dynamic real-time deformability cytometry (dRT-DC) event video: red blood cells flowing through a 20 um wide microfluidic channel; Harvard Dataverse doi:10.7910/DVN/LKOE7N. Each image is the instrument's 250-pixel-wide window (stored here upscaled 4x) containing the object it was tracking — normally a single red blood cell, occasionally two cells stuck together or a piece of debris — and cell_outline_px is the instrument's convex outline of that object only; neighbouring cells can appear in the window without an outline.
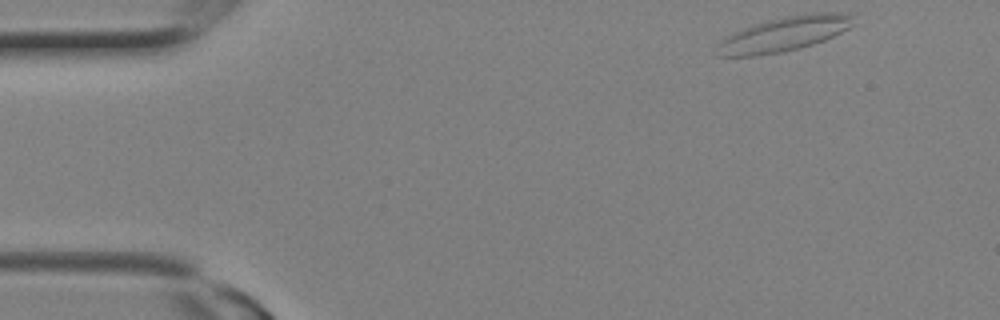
{"species": "Egyptian fruit bat (a non-hibernating species)", "species_latin": "Rousettus aegyptiacus", "temperature_condition": "room temperature", "stored_images_in_passage": 7, "camera_frame_rate_fps": 3000, "um_per_image_px": 0.085, "animal": {"sex": "female"}, "frame": {"image": 1, "passage_image": 1, "time_ms": 0.0, "image_size_px": [1000, 320], "cell_outline_px": [[856, 24], [824, 40], [800, 48], [780, 52], [756, 56], [716, 56], [712, 52], [716, 44], [720, 40], [732, 32], [768, 20], [804, 12], [844, 12], [856, 16]], "centroid_in_image_um": [66.63, 2.88], "position_along_channel_um": 18.4, "area_um2": 28.03}}
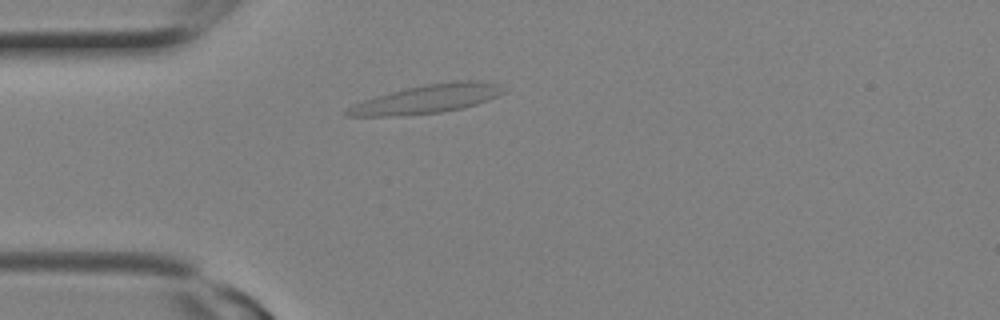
{"frame": {"image": 2, "passage_image": 5, "time_ms": 1.333, "image_size_px": [1000, 320], "cell_outline_px": [[504, 92], [488, 100], [464, 108], [440, 112], [388, 116], [348, 116], [344, 112], [348, 108], [364, 100], [376, 96], [424, 84], [456, 80], [476, 80], [496, 84]], "centroid_in_image_um": [36.3, 8.41], "position_along_channel_um": 48.7, "area_um2": 25.49}}
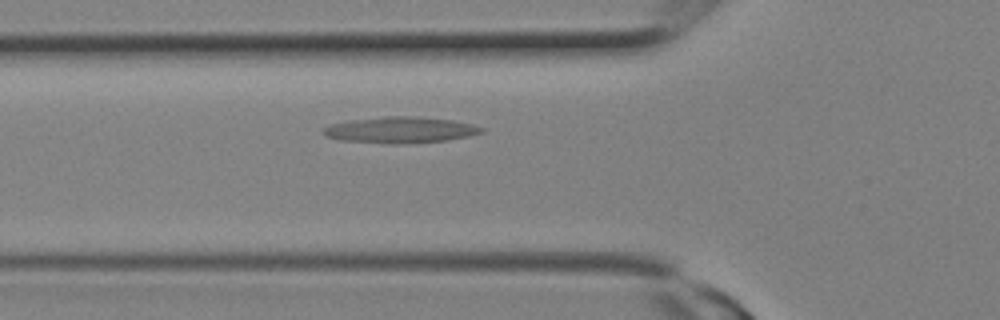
{"frame": {"image": 3, "passage_image": 7, "time_ms": 2.0, "image_size_px": [1000, 320], "cell_outline_px": [[484, 132], [468, 136], [448, 140], [400, 144], [388, 144], [340, 140], [324, 136], [324, 128], [332, 124], [348, 120], [388, 116], [416, 116], [452, 120], [472, 124], [484, 128]], "centroid_in_image_um": [34.03, 11.05], "position_along_channel_um": 91.8, "area_um2": 24.16}}